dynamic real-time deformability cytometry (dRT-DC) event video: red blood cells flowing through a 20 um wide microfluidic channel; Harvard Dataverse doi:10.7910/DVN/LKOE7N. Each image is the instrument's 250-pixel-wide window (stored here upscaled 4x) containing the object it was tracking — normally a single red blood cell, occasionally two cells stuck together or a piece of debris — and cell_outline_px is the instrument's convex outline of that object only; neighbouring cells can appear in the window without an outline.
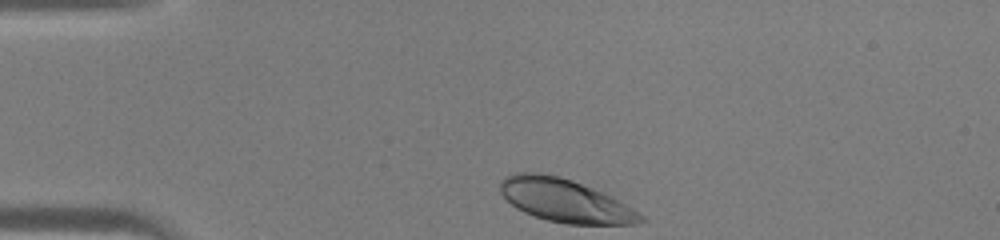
{"species": "human", "species_latin": "Homo sapiens", "temperature_condition": "warm", "stored_images_in_passage": 29, "camera_frame_rate_fps": 3000, "um_per_image_px": 0.085, "donor": {"sex": "male"}, "frame": {"image": 1, "passage_image": 1, "time_ms": 0.0, "image_size_px": [1000, 240], "cell_outline_px": [[648, 220], [636, 224], [564, 224], [548, 220], [524, 212], [516, 208], [500, 192], [500, 180], [504, 176], [516, 172], [540, 172], [560, 176], [572, 180], [612, 196], [632, 208], [644, 216]], "centroid_in_image_um": [48.03, 17.04], "position_along_channel_um": 37.0, "area_um2": 35.32}}
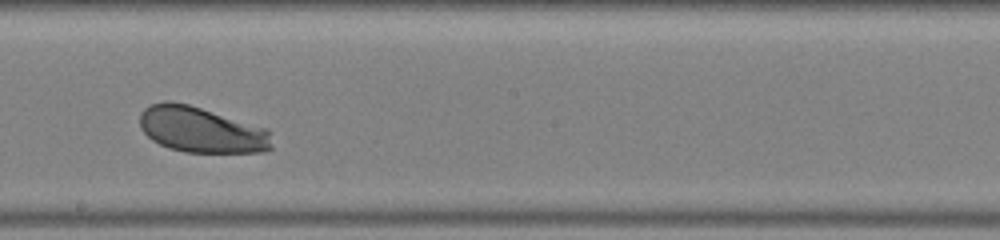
{"frame": {"image": 2, "passage_image": 17, "time_ms": 5.333, "image_size_px": [1000, 240], "cell_outline_px": [[272, 148], [264, 152], [184, 152], [168, 148], [152, 140], [140, 128], [140, 112], [144, 108], [152, 104], [164, 100], [172, 100], [188, 104], [268, 128], [272, 144]], "centroid_in_image_um": [17.1, 11.02], "position_along_channel_um": 231.1, "area_um2": 35.43}}
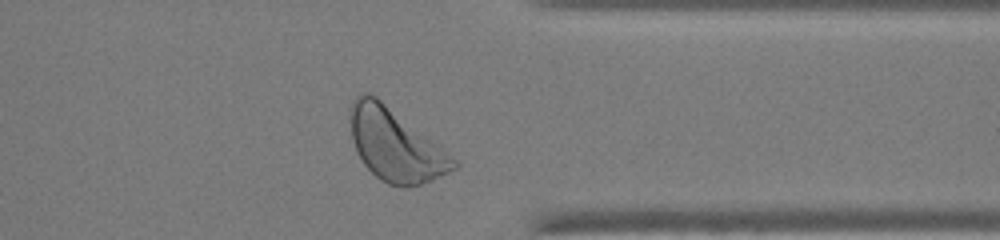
{"frame": {"image": 3, "passage_image": 27, "time_ms": 8.667, "image_size_px": [1000, 240], "cell_outline_px": [[460, 168], [432, 180], [420, 184], [404, 188], [400, 188], [388, 184], [380, 180], [364, 164], [356, 152], [352, 140], [348, 116], [348, 108], [352, 100], [360, 92], [368, 92], [376, 96], [452, 156], [460, 164]], "centroid_in_image_um": [33.56, 12.32], "position_along_channel_um": 377.8, "area_um2": 43.75}}